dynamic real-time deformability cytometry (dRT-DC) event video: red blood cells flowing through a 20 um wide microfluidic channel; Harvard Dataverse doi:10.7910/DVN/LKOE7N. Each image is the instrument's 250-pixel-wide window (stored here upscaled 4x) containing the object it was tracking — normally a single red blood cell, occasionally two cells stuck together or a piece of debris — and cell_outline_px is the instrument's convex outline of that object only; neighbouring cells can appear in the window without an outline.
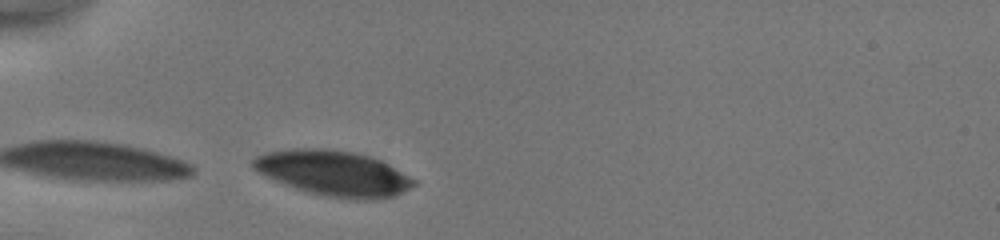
{"species": "human", "species_latin": "Homo sapiens", "temperature_condition": "cold", "stored_images_in_passage": 24, "camera_frame_rate_fps": 3000, "um_per_image_px": 0.085, "donor": {"sex": "male"}, "frame": {"image": 1, "passage_image": 1, "time_ms": 0.0, "image_size_px": [1000, 240], "cell_outline_px": [[416, 184], [392, 196], [376, 200], [344, 200], [320, 196], [304, 192], [276, 180], [252, 168], [252, 160], [256, 156], [264, 152], [292, 148], [324, 148], [352, 152], [372, 156], [388, 164], [416, 180]], "centroid_in_image_um": [28.33, 14.73], "position_along_channel_um": 56.7, "area_um2": 42.71}}
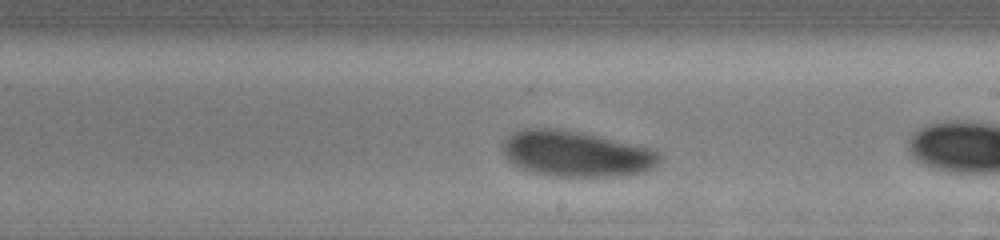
{"frame": {"image": 2, "passage_image": 13, "time_ms": 4.0, "image_size_px": [1000, 240], "cell_outline_px": [[660, 160], [652, 168], [644, 172], [620, 176], [552, 176], [528, 172], [512, 164], [504, 156], [504, 140], [508, 136], [524, 128], [556, 128], [580, 132], [600, 136], [652, 148], [660, 152]], "centroid_in_image_um": [48.97, 13.08], "position_along_channel_um": 240.0, "area_um2": 42.02}}
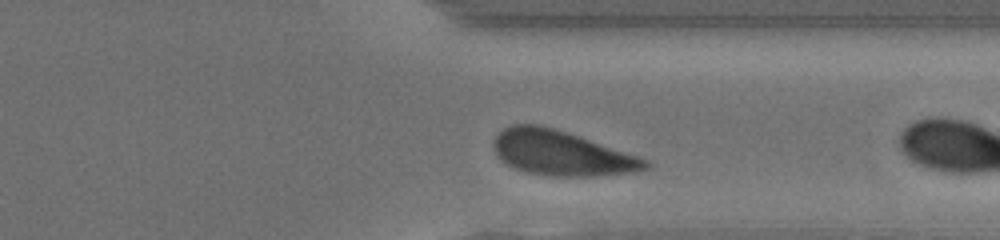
{"frame": {"image": 3, "passage_image": 22, "time_ms": 7.0, "image_size_px": [1000, 240], "cell_outline_px": [[652, 168], [636, 172], [592, 176], [548, 176], [528, 172], [516, 168], [508, 164], [496, 152], [492, 144], [496, 136], [504, 128], [512, 124], [536, 124], [568, 132], [648, 160], [652, 164]], "centroid_in_image_um": [47.76, 13.02], "position_along_channel_um": 363.6, "area_um2": 39.25}}